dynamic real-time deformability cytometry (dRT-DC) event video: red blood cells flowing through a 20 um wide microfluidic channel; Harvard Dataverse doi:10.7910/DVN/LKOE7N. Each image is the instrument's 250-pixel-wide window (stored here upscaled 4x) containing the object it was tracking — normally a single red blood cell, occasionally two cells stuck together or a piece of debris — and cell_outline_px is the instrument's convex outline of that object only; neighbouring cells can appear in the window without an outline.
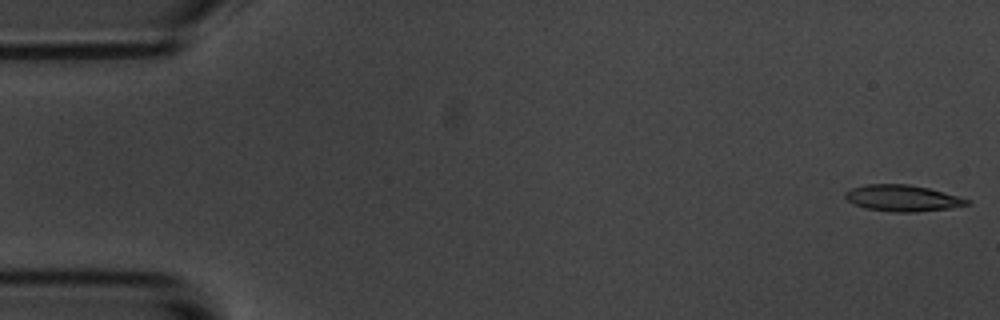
{"species": "common noctule bat (a hibernating species)", "species_latin": "Nyctalus noctula", "temperature_condition": "room temperature", "stored_images_in_passage": 56, "camera_frame_rate_fps": 3000, "um_per_image_px": 0.085, "animal": {"sex": "male", "body_mass_g": 20.1, "forearm_length_mm": 53.5}, "frame": {"image": 1, "passage_image": 1, "time_ms": 0.0, "image_size_px": [1000, 320], "cell_outline_px": [[972, 204], [948, 208], [916, 212], [892, 212], [864, 208], [848, 200], [844, 196], [844, 192], [848, 188], [868, 184], [908, 184], [928, 188], [972, 200]], "centroid_in_image_um": [76.7, 16.84], "position_along_channel_um": 8.3, "area_um2": 18.73}}
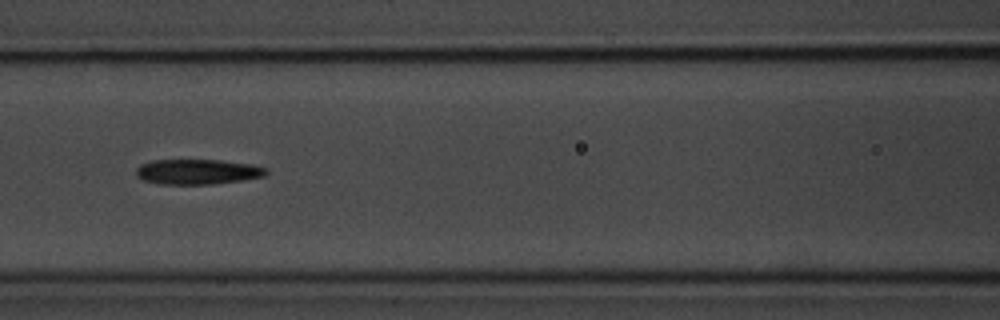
{"frame": {"image": 2, "passage_image": 24, "time_ms": 7.667, "image_size_px": [1000, 320], "cell_outline_px": [[268, 172], [264, 176], [240, 180], [212, 184], [160, 184], [144, 180], [136, 176], [136, 168], [140, 164], [152, 160], [220, 160], [252, 164], [268, 168]], "centroid_in_image_um": [16.78, 14.59], "position_along_channel_um": 149.8, "area_um2": 19.07}}
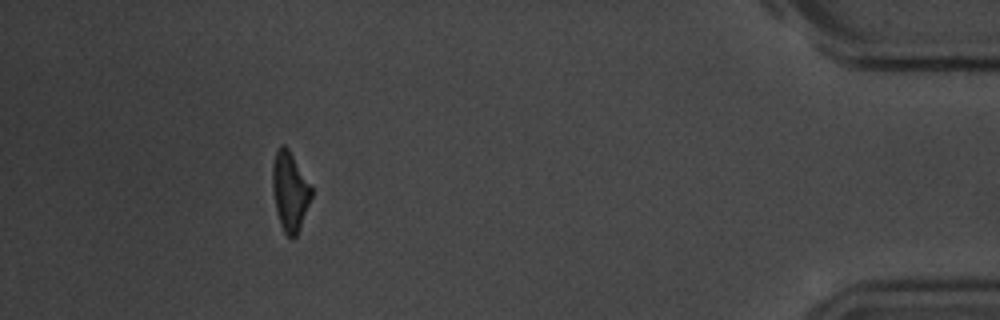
{"frame": {"image": 3, "passage_image": 51, "time_ms": 16.667, "image_size_px": [1000, 320], "cell_outline_px": [[312, 196], [300, 228], [296, 236], [292, 240], [284, 232], [280, 224], [276, 208], [272, 188], [272, 164], [276, 152], [280, 144], [284, 144], [288, 148], [312, 188]], "centroid_in_image_um": [24.63, 16.27], "position_along_channel_um": 410.6, "area_um2": 17.8}, "authors_computed_cell_mechanics": {"area_um2": 18.8139, "velocity_mm_per_s": 3.5564, "shape_relaxation_time_tau1_ms": 3.6336, "shape_relaxation_time_tau2_ms": null, "deformation_change_tau1": 0.166, "deformation_change_tau2": null}}